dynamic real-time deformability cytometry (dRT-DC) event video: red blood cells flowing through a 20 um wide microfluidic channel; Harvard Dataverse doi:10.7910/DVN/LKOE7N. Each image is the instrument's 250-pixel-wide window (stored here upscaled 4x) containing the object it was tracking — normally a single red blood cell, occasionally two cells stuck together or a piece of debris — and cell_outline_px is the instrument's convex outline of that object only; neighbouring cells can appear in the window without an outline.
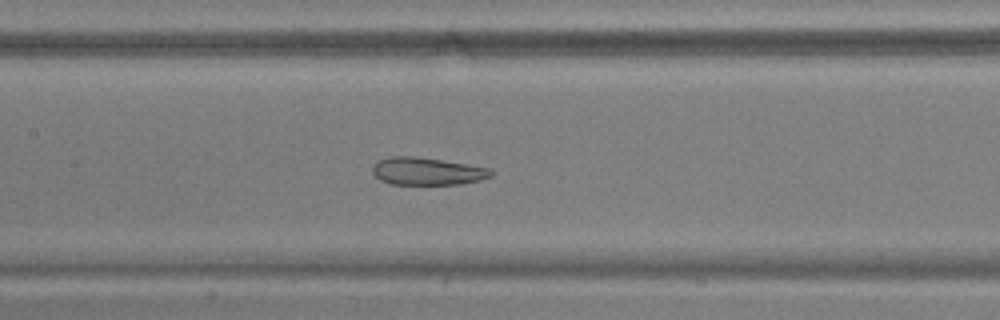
{"species": "common noctule bat (a hibernating species)", "species_latin": "Nyctalus noctula", "temperature_condition": "warm", "stored_images_in_passage": 53, "camera_frame_rate_fps": 3000, "um_per_image_px": 0.085, "animal": {"sex": "male", "body_mass_g": 17.9, "forearm_length_mm": 54.2}, "frame": {"image": 1, "passage_image": 25, "time_ms": 8.0, "image_size_px": [1000, 320], "cell_outline_px": [[492, 176], [480, 180], [460, 184], [388, 184], [380, 180], [372, 172], [372, 168], [380, 160], [392, 156], [412, 156], [440, 160], [492, 168]], "centroid_in_image_um": [36.32, 14.57], "position_along_channel_um": 171.1, "area_um2": 18.84}}
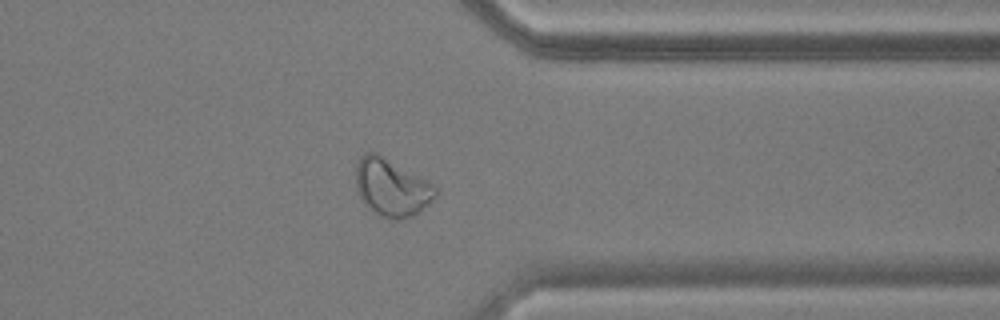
{"frame": {"image": 2, "passage_image": 42, "time_ms": 13.667, "image_size_px": [1000, 320], "cell_outline_px": [[436, 196], [420, 212], [412, 216], [400, 220], [392, 220], [380, 216], [368, 208], [364, 204], [356, 188], [356, 164], [360, 156], [364, 152], [376, 152], [428, 180], [436, 188]], "centroid_in_image_um": [33.27, 15.94], "position_along_channel_um": 378.1, "area_um2": 26.88}}
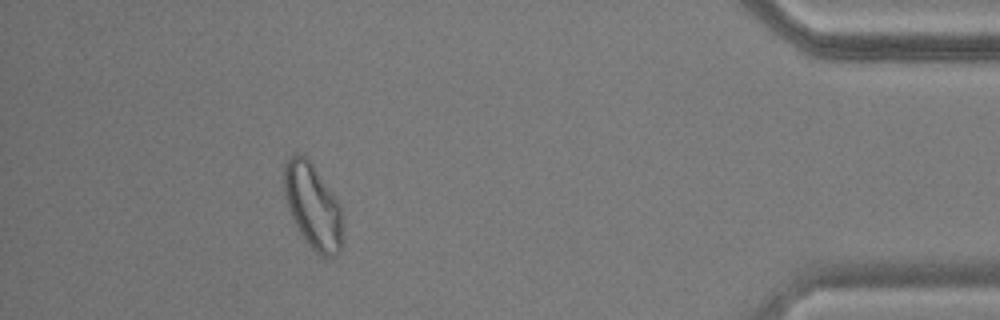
{"frame": {"image": 3, "passage_image": 48, "time_ms": 15.667, "image_size_px": [1000, 320], "cell_outline_px": [[344, 240], [340, 252], [332, 256], [320, 256], [308, 244], [292, 220], [288, 208], [284, 192], [284, 164], [296, 152], [308, 156], [340, 204], [344, 216]], "centroid_in_image_um": [26.64, 17.53], "position_along_channel_um": 408.6, "area_um2": 29.71}, "authors_computed_cell_mechanics": {"area_um2": 26.4146, "velocity_mm_per_s": 3.7288, "shape_relaxation_time_tau1_ms": null, "shape_relaxation_time_tau2_ms": 1.2506, "deformation_change_tau1": null, "deformation_change_tau2": 0.0865}}